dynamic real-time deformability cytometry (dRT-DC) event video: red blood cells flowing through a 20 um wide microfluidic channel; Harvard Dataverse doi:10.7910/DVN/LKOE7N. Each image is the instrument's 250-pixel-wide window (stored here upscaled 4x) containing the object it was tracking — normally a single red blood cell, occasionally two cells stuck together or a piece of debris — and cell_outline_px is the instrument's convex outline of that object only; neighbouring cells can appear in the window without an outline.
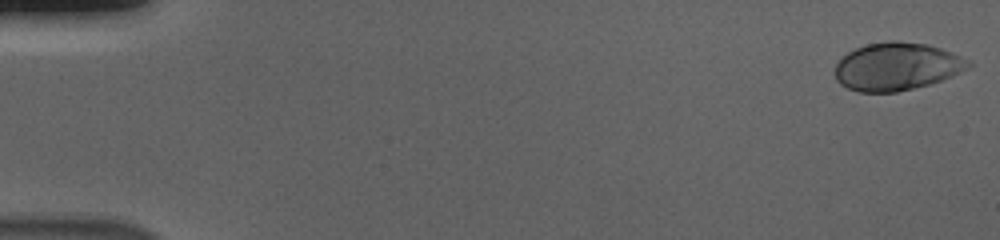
{"species": "human", "species_latin": "Homo sapiens", "temperature_condition": "cold", "stored_images_in_passage": 56, "camera_frame_rate_fps": 3000, "um_per_image_px": 0.085, "donor": {"sex": "male"}, "frame": {"image": 1, "passage_image": 1, "time_ms": 0.0, "image_size_px": [1000, 240], "cell_outline_px": [[972, 64], [968, 68], [952, 76], [928, 84], [896, 92], [860, 92], [848, 88], [840, 84], [836, 80], [836, 64], [848, 52], [856, 48], [868, 44], [888, 40], [900, 40], [928, 44], [952, 52], [968, 60]], "centroid_in_image_um": [76.22, 5.64], "position_along_channel_um": 8.8, "area_um2": 36.99}}
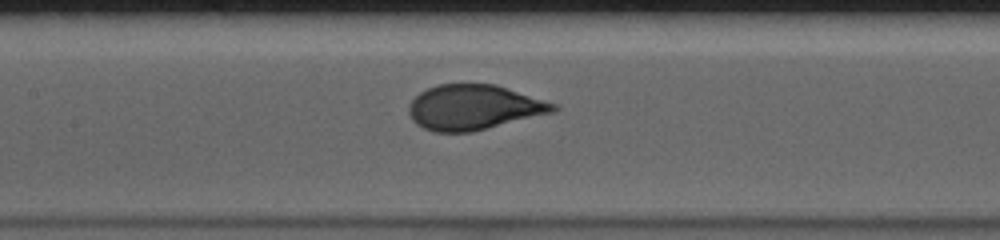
{"frame": {"image": 2, "passage_image": 27, "time_ms": 8.667, "image_size_px": [1000, 240], "cell_outline_px": [[560, 108], [556, 112], [472, 132], [436, 132], [424, 128], [416, 124], [412, 120], [408, 112], [408, 104], [420, 92], [436, 84], [492, 84], [556, 104]], "centroid_in_image_um": [40.25, 9.14], "position_along_channel_um": 167.1, "area_um2": 37.8}}
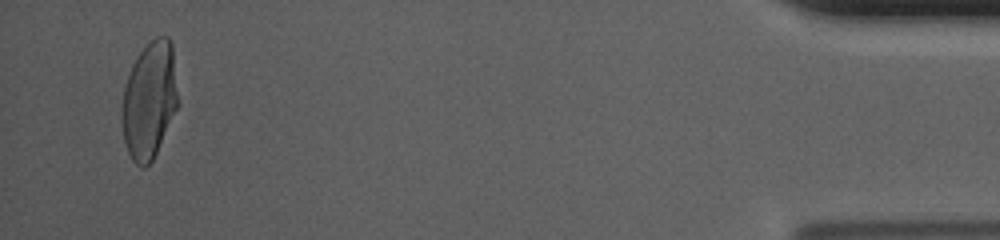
{"frame": {"image": 3, "passage_image": 54, "time_ms": 17.667, "image_size_px": [1000, 240], "cell_outline_px": [[180, 104], [152, 160], [144, 168], [140, 168], [132, 160], [128, 152], [124, 140], [120, 120], [120, 116], [124, 88], [132, 64], [136, 56], [156, 36], [168, 36], [172, 44], [180, 100]], "centroid_in_image_um": [12.71, 8.52], "position_along_channel_um": 422.5, "area_um2": 38.84}, "authors_computed_cell_mechanics": {"area_um2": 37.8301, "velocity_mm_per_s": 3.6782, "shape_relaxation_time_tau1_ms": 3.9015, "shape_relaxation_time_tau2_ms": null, "deformation_change_tau1": 0.195, "deformation_change_tau2": null}}